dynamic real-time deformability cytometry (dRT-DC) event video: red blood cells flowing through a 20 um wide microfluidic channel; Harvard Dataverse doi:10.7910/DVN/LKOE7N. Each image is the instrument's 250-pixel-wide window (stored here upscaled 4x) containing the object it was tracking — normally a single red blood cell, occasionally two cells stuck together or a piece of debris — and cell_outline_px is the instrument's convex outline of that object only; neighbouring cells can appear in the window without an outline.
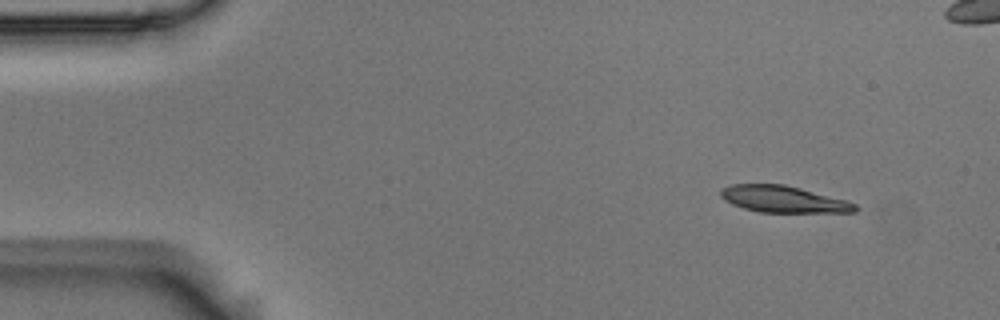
{"species": "Egyptian fruit bat (a non-hibernating species)", "species_latin": "Rousettus aegyptiacus", "temperature_condition": "room temperature", "stored_images_in_passage": 5, "camera_frame_rate_fps": 3000, "um_per_image_px": 0.085, "animal": {"sex": "male"}, "frame": {"image": 1, "passage_image": 1, "time_ms": 0.0, "image_size_px": [1000, 320], "cell_outline_px": [[860, 208], [856, 212], [760, 212], [744, 208], [732, 204], [724, 200], [720, 196], [720, 188], [732, 184], [784, 184], [848, 200], [856, 204]], "centroid_in_image_um": [66.6, 16.93], "position_along_channel_um": 18.4, "area_um2": 20.98}}